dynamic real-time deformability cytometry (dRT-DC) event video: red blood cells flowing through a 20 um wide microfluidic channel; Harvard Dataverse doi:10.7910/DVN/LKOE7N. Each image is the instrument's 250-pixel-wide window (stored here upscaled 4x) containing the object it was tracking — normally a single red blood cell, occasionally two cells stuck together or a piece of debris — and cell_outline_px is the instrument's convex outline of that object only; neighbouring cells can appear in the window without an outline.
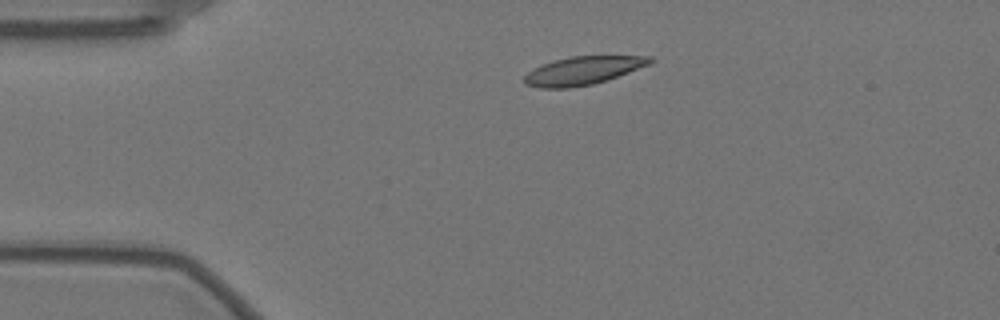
{"species": "Egyptian fruit bat (a non-hibernating species)", "species_latin": "Rousettus aegyptiacus", "temperature_condition": "warm", "stored_images_in_passage": 46, "camera_frame_rate_fps": 3000, "um_per_image_px": 0.085, "animal": {"sex": "female"}, "frame": {"image": 1, "passage_image": 1, "time_ms": 0.0, "image_size_px": [1000, 320], "cell_outline_px": [[652, 64], [592, 84], [568, 88], [540, 88], [524, 84], [524, 76], [528, 72], [544, 64], [568, 56], [652, 56]], "centroid_in_image_um": [49.55, 6.0], "position_along_channel_um": 35.5, "area_um2": 20.35}}
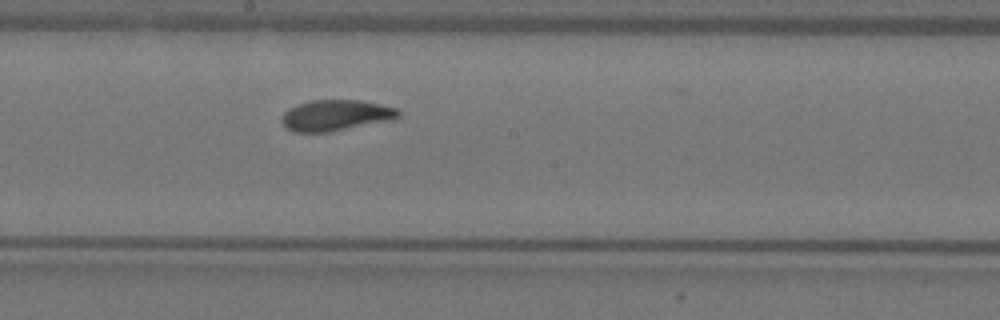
{"frame": {"image": 2, "passage_image": 20, "time_ms": 6.333, "image_size_px": [1000, 320], "cell_outline_px": [[400, 116], [384, 120], [328, 132], [292, 132], [280, 120], [284, 112], [288, 108], [296, 104], [312, 100], [360, 100], [380, 104], [396, 108], [400, 112]], "centroid_in_image_um": [28.45, 9.78], "position_along_channel_um": 219.8, "area_um2": 20.58}}
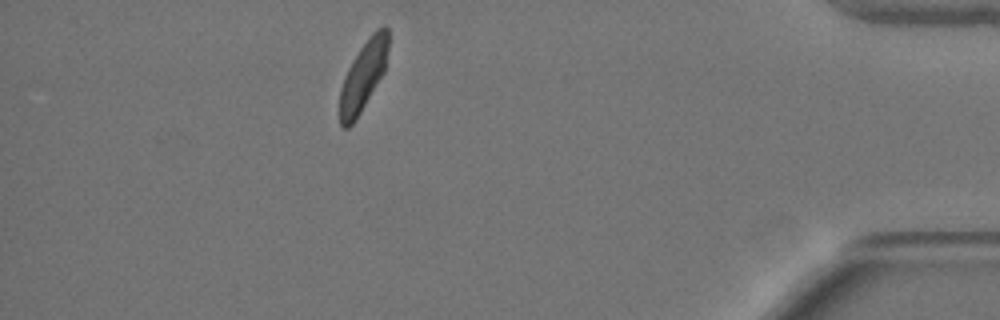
{"frame": {"image": 3, "passage_image": 40, "time_ms": 13.0, "image_size_px": [1000, 320], "cell_outline_px": [[388, 48], [384, 72], [356, 120], [348, 128], [344, 128], [340, 124], [340, 88], [344, 76], [352, 60], [360, 48], [372, 32], [376, 28], [384, 24], [388, 28]], "centroid_in_image_um": [30.88, 6.43], "position_along_channel_um": 404.3, "area_um2": 19.65}, "authors_computed_cell_mechanics": {"area_um2": 21.0103, "velocity_mm_per_s": 3.4977, "shape_relaxation_time_tau1_ms": 5.3587, "shape_relaxation_time_tau2_ms": 3.4766, "deformation_change_tau1": 0.157, "deformation_change_tau2": 0.0887}}